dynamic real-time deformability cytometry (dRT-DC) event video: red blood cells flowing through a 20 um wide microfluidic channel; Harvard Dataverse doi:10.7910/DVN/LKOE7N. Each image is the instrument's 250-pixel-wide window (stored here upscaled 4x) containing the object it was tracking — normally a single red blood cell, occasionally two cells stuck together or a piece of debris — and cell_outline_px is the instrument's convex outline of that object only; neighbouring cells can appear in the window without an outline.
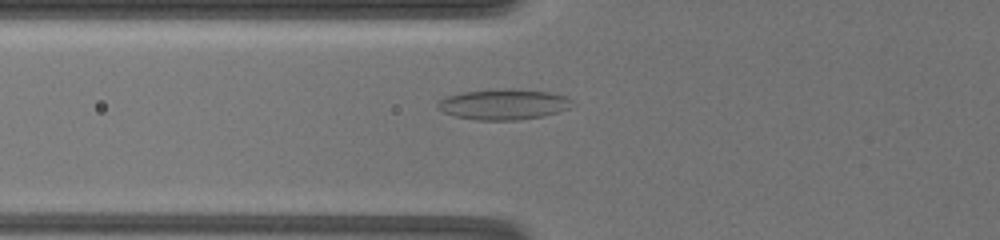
{"species": "common noctule bat (a hibernating species)", "species_latin": "Nyctalus noctula", "temperature_condition": "warm", "stored_images_in_passage": 36, "camera_frame_rate_fps": 3000, "um_per_image_px": 0.085, "animal": {"sex": "female", "body_mass_g": 19.5, "forearm_length_mm": 54.1}, "frame": {"image": 1, "passage_image": 8, "time_ms": 2.667, "image_size_px": [1000, 240], "cell_outline_px": [[568, 108], [544, 116], [516, 120], [476, 120], [456, 116], [444, 112], [436, 108], [436, 104], [444, 96], [464, 92], [504, 88], [512, 88], [552, 92], [564, 96], [568, 100]], "centroid_in_image_um": [42.72, 8.86], "position_along_channel_um": 83.1, "area_um2": 23.81}}
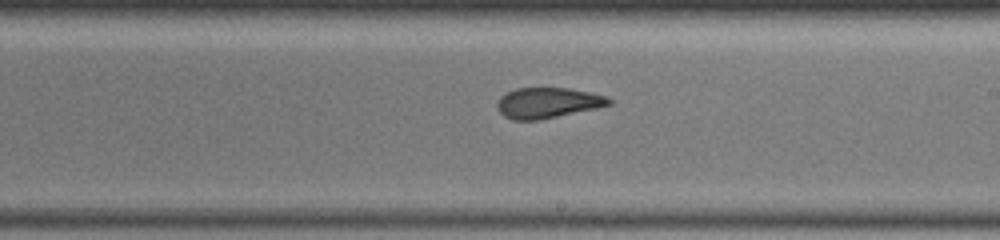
{"frame": {"image": 2, "passage_image": 20, "time_ms": 7.333, "image_size_px": [1000, 240], "cell_outline_px": [[612, 104], [596, 108], [540, 120], [512, 120], [504, 116], [496, 108], [496, 104], [500, 96], [516, 88], [568, 88], [608, 96], [612, 100]], "centroid_in_image_um": [46.54, 8.74], "position_along_channel_um": 242.5, "area_um2": 19.94}}
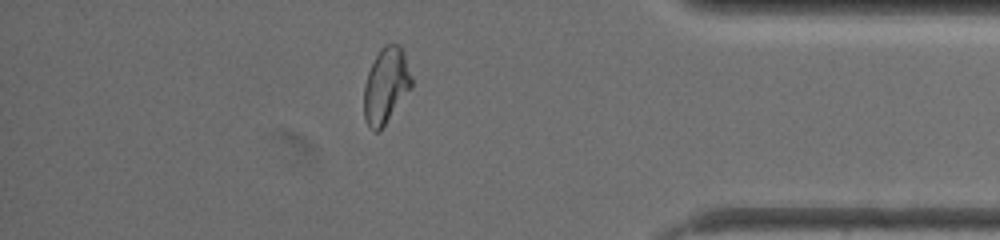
{"frame": {"image": 3, "passage_image": 31, "time_ms": 12.667, "image_size_px": [1000, 240], "cell_outline_px": [[412, 88], [380, 132], [372, 132], [368, 128], [364, 120], [364, 84], [368, 72], [380, 48], [384, 44], [400, 44], [404, 52], [412, 76]], "centroid_in_image_um": [32.81, 7.32], "position_along_channel_um": 402.4, "area_um2": 21.44}, "authors_computed_cell_mechanics": {"area_um2": 21.3571, "velocity_mm_per_s": 3.4192, "shape_relaxation_time_tau1_ms": 8.3422, "shape_relaxation_time_tau2_ms": 1.5358, "deformation_change_tau1": 0.1888, "deformation_change_tau2": 0.0732}}